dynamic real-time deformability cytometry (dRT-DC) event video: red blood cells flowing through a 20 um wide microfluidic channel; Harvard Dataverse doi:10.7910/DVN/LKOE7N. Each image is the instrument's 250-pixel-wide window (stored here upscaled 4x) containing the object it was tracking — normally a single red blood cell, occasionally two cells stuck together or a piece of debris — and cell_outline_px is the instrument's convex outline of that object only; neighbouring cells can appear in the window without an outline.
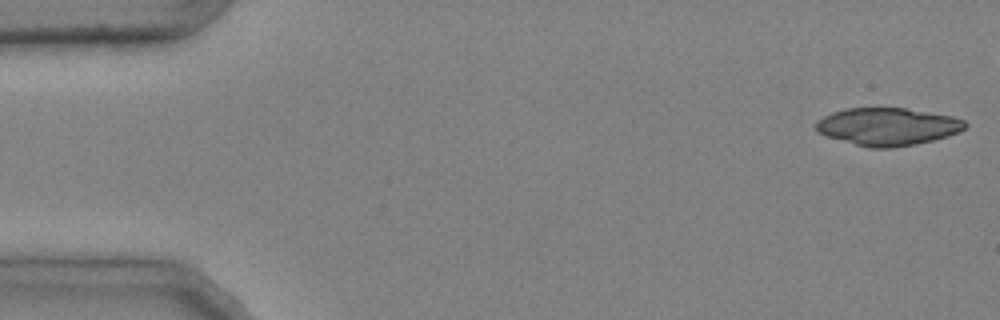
{"species": "common noctule bat (a hibernating species)", "species_latin": "Nyctalus noctula", "temperature_condition": "cold", "stored_images_in_passage": 36, "camera_frame_rate_fps": 3000, "um_per_image_px": 0.085, "animal": {"sex": "male", "body_mass_g": 20.4}, "frame": {"image": 1, "passage_image": 1, "time_ms": 0.0, "image_size_px": [1000, 320], "cell_outline_px": [[968, 124], [960, 132], [948, 136], [916, 144], [892, 148], [868, 148], [828, 136], [820, 132], [816, 128], [816, 120], [832, 112], [848, 108], [904, 108], [952, 116], [964, 120]], "centroid_in_image_um": [75.47, 10.76], "position_along_channel_um": 9.5, "area_um2": 32.48}}